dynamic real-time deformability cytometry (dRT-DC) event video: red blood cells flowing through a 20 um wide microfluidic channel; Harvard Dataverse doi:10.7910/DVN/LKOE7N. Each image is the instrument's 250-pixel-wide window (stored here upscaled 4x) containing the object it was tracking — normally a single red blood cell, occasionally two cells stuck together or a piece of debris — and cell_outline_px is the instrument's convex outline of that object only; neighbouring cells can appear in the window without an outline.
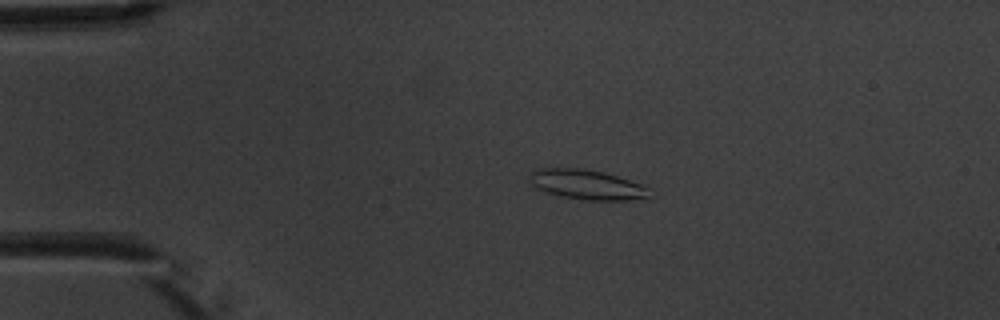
{"species": "common noctule bat (a hibernating species)", "species_latin": "Nyctalus noctula", "temperature_condition": "warm", "stored_images_in_passage": 4, "camera_frame_rate_fps": 3000, "um_per_image_px": 0.085, "animal": {"sex": "male", "body_mass_g": 20.1, "forearm_length_mm": 53.5}, "frame": {"image": 1, "passage_image": 2, "time_ms": 2.0, "image_size_px": [1000, 320], "cell_outline_px": [[648, 196], [628, 200], [584, 200], [544, 192], [536, 188], [528, 180], [532, 172], [540, 168], [584, 168], [604, 172], [644, 184], [648, 188]], "centroid_in_image_um": [49.86, 15.68], "position_along_channel_um": 35.1, "area_um2": 20.75}}
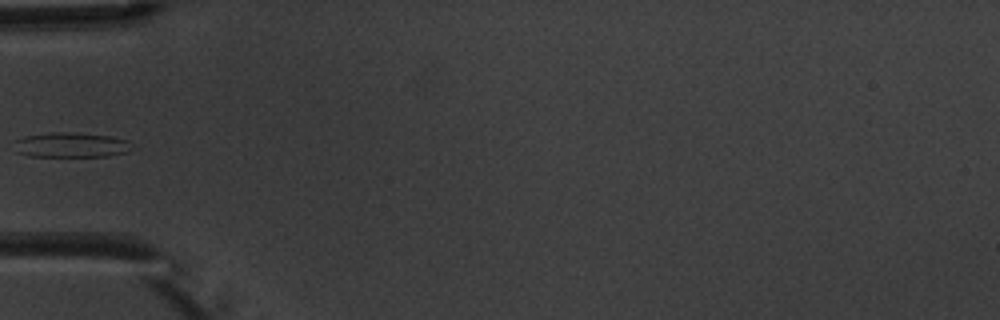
{"frame": {"image": 2, "passage_image": 4, "time_ms": 4.333, "image_size_px": [1000, 320], "cell_outline_px": [[128, 152], [108, 156], [28, 156], [16, 152], [12, 140], [24, 136], [48, 132], [76, 132], [112, 136], [128, 140]], "centroid_in_image_um": [5.95, 12.31], "position_along_channel_um": 79.1, "area_um2": 17.28}}